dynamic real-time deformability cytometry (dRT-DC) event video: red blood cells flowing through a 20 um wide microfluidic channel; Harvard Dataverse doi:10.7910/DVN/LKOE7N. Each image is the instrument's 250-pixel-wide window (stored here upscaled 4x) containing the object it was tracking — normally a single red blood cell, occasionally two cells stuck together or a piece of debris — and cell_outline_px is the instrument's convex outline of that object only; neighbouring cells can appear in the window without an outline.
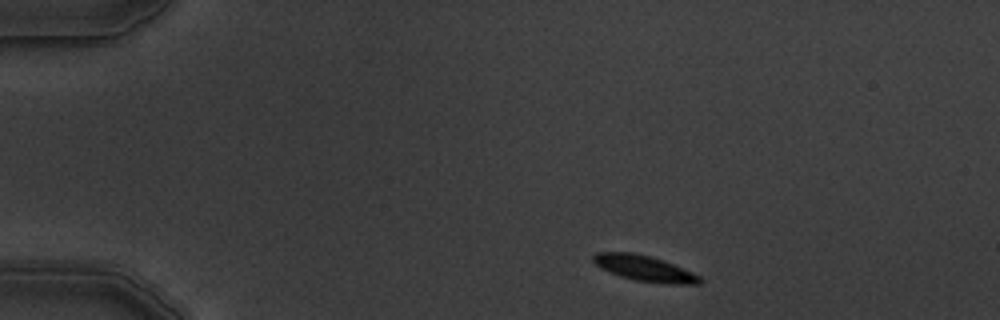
{"species": "common noctule bat (a hibernating species)", "species_latin": "Nyctalus noctula", "temperature_condition": "warm", "stored_images_in_passage": 3, "camera_frame_rate_fps": 3000, "um_per_image_px": 0.085, "animal": {"sex": "male", "body_mass_g": 19.5, "forearm_length_mm": 54.6}, "frame": {"image": 1, "passage_image": 1, "time_ms": 0.0, "image_size_px": [1000, 320], "cell_outline_px": [[704, 280], [700, 284], [668, 284], [636, 280], [620, 276], [608, 272], [600, 268], [592, 260], [592, 256], [596, 252], [632, 252], [648, 256], [672, 264], [692, 272], [700, 276]], "centroid_in_image_um": [54.76, 22.82], "position_along_channel_um": 30.2, "area_um2": 15.84}}